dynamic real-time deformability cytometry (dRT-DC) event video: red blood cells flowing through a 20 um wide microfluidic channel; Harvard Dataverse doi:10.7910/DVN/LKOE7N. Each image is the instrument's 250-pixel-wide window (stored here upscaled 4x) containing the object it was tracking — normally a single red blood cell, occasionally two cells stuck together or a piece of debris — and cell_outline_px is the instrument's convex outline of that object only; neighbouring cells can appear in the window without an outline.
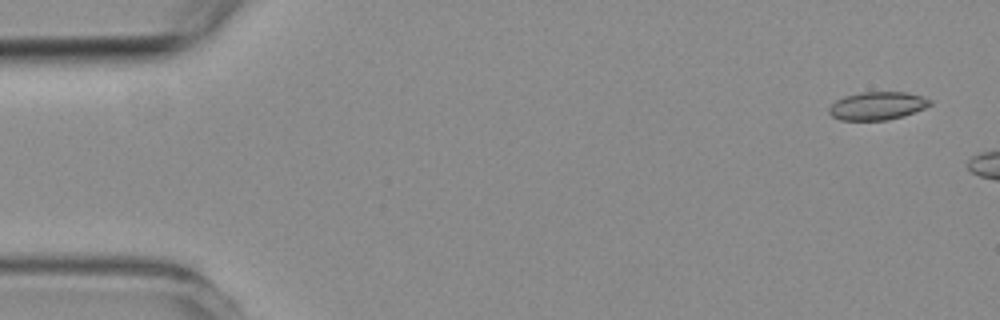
{"species": "common noctule bat (a hibernating species)", "species_latin": "Nyctalus noctula", "temperature_condition": "room temperature", "stored_images_in_passage": 3, "camera_frame_rate_fps": 3000, "um_per_image_px": 0.085, "animal": {"sex": "female", "body_mass_g": 19.3, "forearm_length_mm": 54.1}, "frame": {"image": 1, "passage_image": 1, "time_ms": 0.0, "image_size_px": [1000, 320], "cell_outline_px": [[932, 104], [924, 108], [904, 116], [888, 120], [840, 120], [832, 116], [828, 112], [828, 108], [836, 100], [844, 96], [860, 92], [904, 92], [924, 96], [932, 100]], "centroid_in_image_um": [74.58, 8.99], "position_along_channel_um": 10.4, "area_um2": 16.65}}